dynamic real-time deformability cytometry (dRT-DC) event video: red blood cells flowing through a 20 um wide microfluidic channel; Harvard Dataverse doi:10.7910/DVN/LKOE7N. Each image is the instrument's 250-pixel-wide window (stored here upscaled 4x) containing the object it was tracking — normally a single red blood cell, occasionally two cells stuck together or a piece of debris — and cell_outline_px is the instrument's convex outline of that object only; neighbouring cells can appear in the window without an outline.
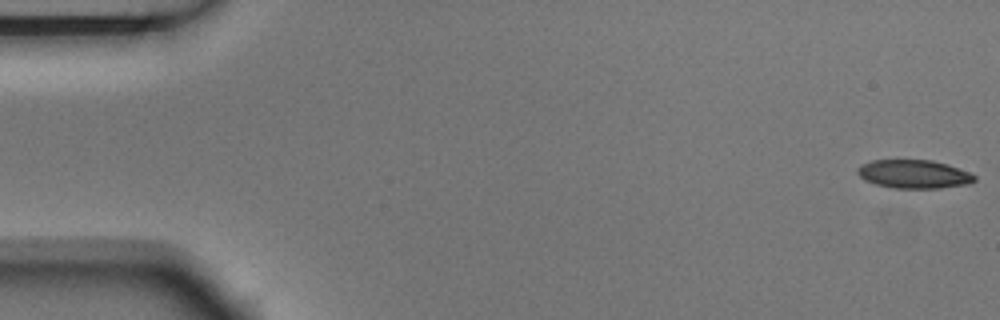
{"species": "Egyptian fruit bat (a non-hibernating species)", "species_latin": "Rousettus aegyptiacus", "temperature_condition": "room temperature", "stored_images_in_passage": 4, "camera_frame_rate_fps": 3000, "um_per_image_px": 0.085, "animal": {"sex": "male"}, "frame": {"image": 1, "passage_image": 1, "time_ms": 0.0, "image_size_px": [1000, 320], "cell_outline_px": [[976, 180], [972, 184], [940, 188], [892, 188], [876, 184], [864, 180], [856, 172], [856, 168], [860, 164], [872, 160], [932, 160], [948, 164], [968, 172], [976, 176]], "centroid_in_image_um": [77.68, 14.8], "position_along_channel_um": 7.3, "area_um2": 19.65}}
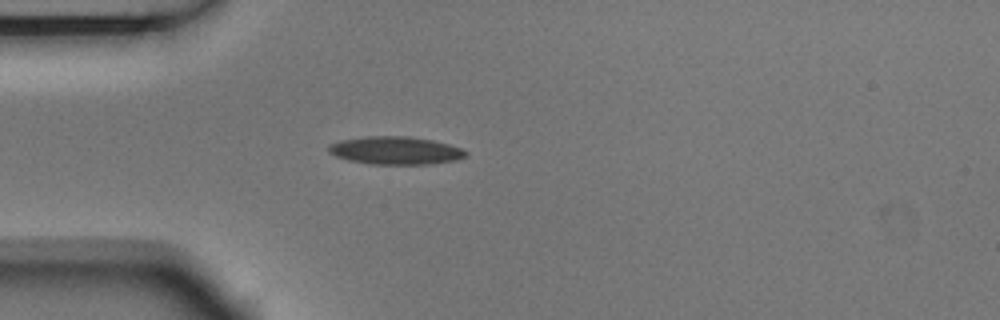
{"frame": {"image": 2, "passage_image": 4, "time_ms": 1.0, "image_size_px": [1000, 320], "cell_outline_px": [[468, 156], [456, 160], [432, 164], [372, 164], [348, 160], [336, 156], [328, 152], [328, 144], [340, 140], [364, 136], [408, 136], [432, 140], [448, 144], [460, 148], [468, 152]], "centroid_in_image_um": [33.61, 12.79], "position_along_channel_um": 51.4, "area_um2": 22.43}}